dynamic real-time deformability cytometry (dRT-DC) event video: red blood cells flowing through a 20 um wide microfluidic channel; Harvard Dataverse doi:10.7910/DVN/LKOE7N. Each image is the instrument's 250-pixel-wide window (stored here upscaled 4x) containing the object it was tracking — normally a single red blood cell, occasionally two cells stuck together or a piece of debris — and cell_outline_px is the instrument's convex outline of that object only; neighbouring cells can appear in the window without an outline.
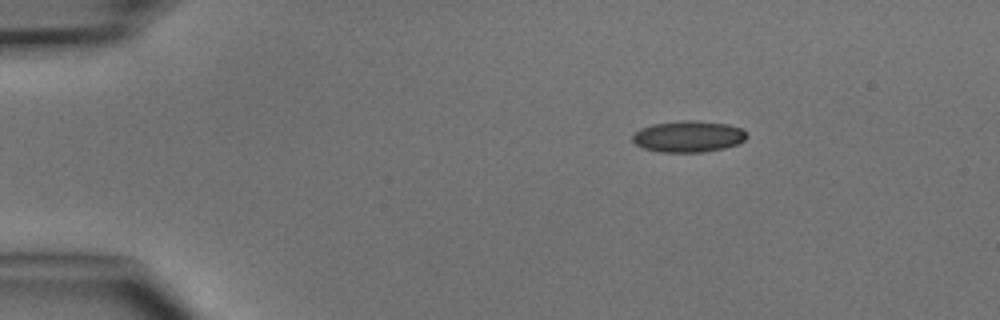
{"species": "common noctule bat (a hibernating species)", "species_latin": "Nyctalus noctula", "temperature_condition": "cold", "stored_images_in_passage": 4, "camera_frame_rate_fps": 3000, "um_per_image_px": 0.085, "animal": {"sex": "male", "body_mass_g": 15.6}, "frame": {"image": 1, "passage_image": 1, "time_ms": 0.0, "image_size_px": [1000, 320], "cell_outline_px": [[748, 136], [744, 140], [736, 144], [724, 148], [704, 152], [656, 152], [644, 148], [636, 144], [632, 140], [632, 136], [640, 128], [652, 124], [680, 120], [696, 120], [728, 124], [740, 128]], "centroid_in_image_um": [58.48, 11.6], "position_along_channel_um": 26.5, "area_um2": 20.92}}
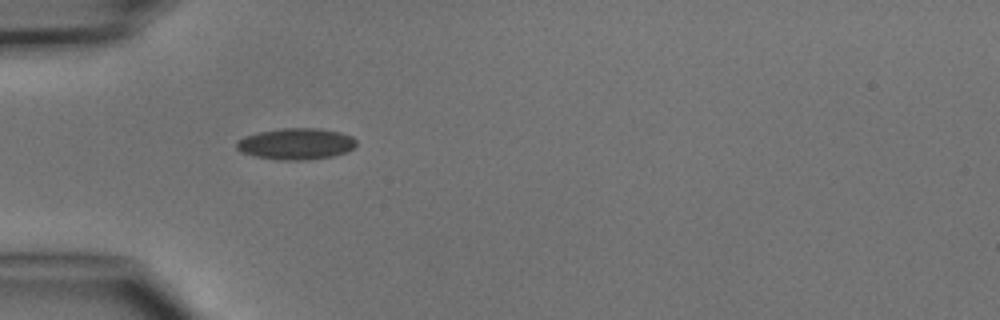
{"frame": {"image": 2, "passage_image": 3, "time_ms": 2.333, "image_size_px": [1000, 320], "cell_outline_px": [[356, 144], [352, 148], [344, 152], [332, 156], [304, 160], [280, 160], [256, 156], [240, 152], [236, 148], [236, 140], [244, 136], [260, 132], [280, 128], [320, 128], [340, 132], [352, 136], [356, 140]], "centroid_in_image_um": [25.13, 12.22], "position_along_channel_um": 59.9, "area_um2": 21.85}}